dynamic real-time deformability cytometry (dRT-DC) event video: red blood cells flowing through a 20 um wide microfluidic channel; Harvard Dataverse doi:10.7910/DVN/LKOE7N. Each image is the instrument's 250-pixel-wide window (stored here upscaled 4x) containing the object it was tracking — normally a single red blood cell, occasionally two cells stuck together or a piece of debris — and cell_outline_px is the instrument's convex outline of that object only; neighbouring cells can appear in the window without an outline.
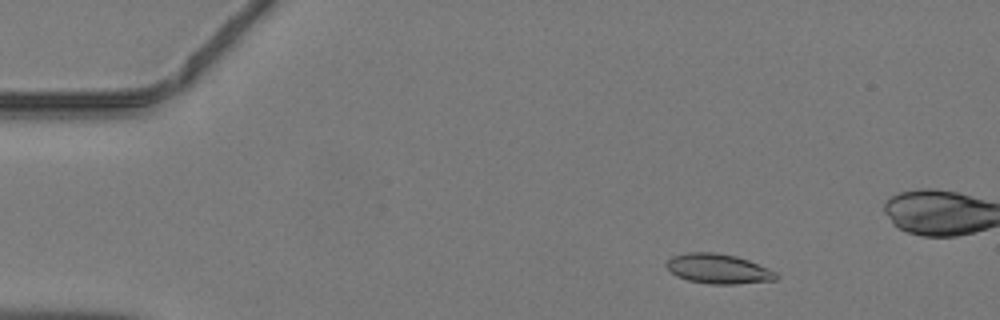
{"species": "common noctule bat (a hibernating species)", "species_latin": "Nyctalus noctula", "temperature_condition": "warm", "stored_images_in_passage": 15, "camera_frame_rate_fps": 3000, "um_per_image_px": 0.085, "animal": {"sex": "male", "body_mass_g": 19.2, "forearm_length_mm": 51.8}, "frame": {"image": 1, "passage_image": 5, "time_ms": 1.333, "image_size_px": [1000, 320], "cell_outline_px": [[780, 276], [776, 280], [736, 284], [708, 284], [688, 280], [676, 276], [664, 264], [672, 256], [688, 252], [716, 252], [736, 256], [748, 260], [768, 268], [776, 272]], "centroid_in_image_um": [61.06, 22.85], "position_along_channel_um": 23.9, "area_um2": 19.13}}
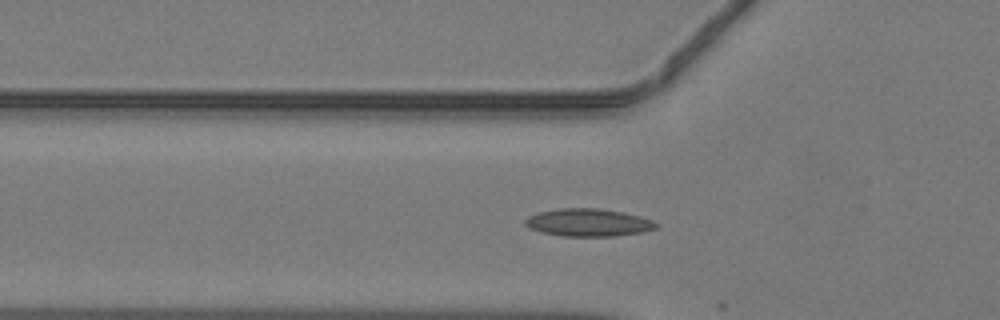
{"frame": {"image": 2, "passage_image": 14, "time_ms": 4.333, "image_size_px": [1000, 320], "cell_outline_px": [[660, 224], [656, 228], [644, 232], [616, 236], [564, 236], [540, 232], [528, 228], [524, 224], [524, 220], [528, 216], [540, 212], [560, 208], [596, 208], [624, 212], [640, 216], [652, 220]], "centroid_in_image_um": [50.02, 18.92], "position_along_channel_um": 75.8, "area_um2": 21.27}}